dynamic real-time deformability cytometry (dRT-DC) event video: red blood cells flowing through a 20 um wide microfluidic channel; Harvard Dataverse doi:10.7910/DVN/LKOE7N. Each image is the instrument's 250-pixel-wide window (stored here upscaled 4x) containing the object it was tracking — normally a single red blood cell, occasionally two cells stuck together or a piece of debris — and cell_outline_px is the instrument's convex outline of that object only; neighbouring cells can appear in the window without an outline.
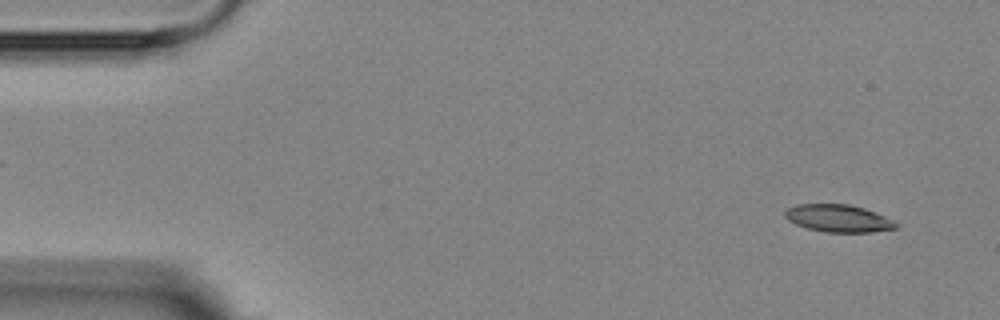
{"species": "Egyptian fruit bat (a non-hibernating species)", "species_latin": "Rousettus aegyptiacus", "temperature_condition": "room temperature", "stored_images_in_passage": 6, "segment_of_instrument_passage": [2, 2], "camera_frame_rate_fps": 3000, "um_per_image_px": 0.085, "animal": {"sex": "female"}, "frame": {"image": 1, "passage_image": 6, "time_ms": 6.0, "image_size_px": [1000, 320], "cell_outline_px": [[900, 224], [896, 228], [872, 232], [824, 232], [808, 228], [796, 224], [788, 220], [784, 216], [784, 212], [788, 208], [796, 204], [848, 204], [864, 208], [896, 220]], "centroid_in_image_um": [71.29, 18.56], "position_along_channel_um": 13.7, "area_um2": 17.86}}